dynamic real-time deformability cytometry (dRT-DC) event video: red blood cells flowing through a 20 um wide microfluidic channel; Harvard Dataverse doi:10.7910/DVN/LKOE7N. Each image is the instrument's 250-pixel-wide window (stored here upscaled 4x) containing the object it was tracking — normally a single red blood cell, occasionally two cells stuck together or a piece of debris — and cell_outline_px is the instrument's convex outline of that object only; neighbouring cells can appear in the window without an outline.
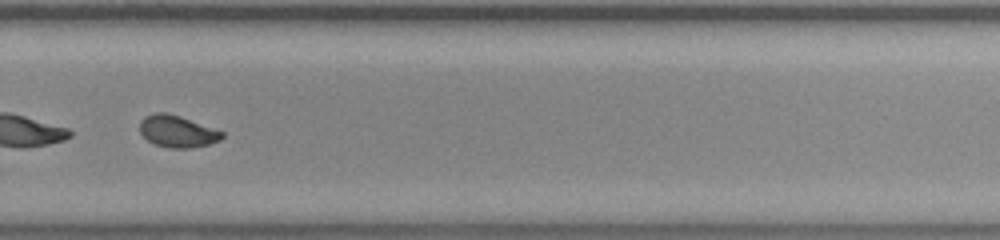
{"species": "common noctule bat (a hibernating species)", "species_latin": "Nyctalus noctula", "temperature_condition": "room temperature", "stored_images_in_passage": 56, "segment_of_instrument_passage": [2, 2], "camera_frame_rate_fps": 3000, "um_per_image_px": 0.085, "animal": {"sex": "male", "body_mass_g": 20.0, "forearm_length_mm": 53.3}, "frame": {"image": 1, "passage_image": 41, "time_ms": 13.333, "image_size_px": [1000, 240], "cell_outline_px": [[224, 136], [220, 140], [208, 144], [192, 148], [168, 148], [152, 144], [140, 132], [140, 120], [144, 116], [156, 112], [168, 112], [180, 116], [224, 132]], "centroid_in_image_um": [15.05, 11.17], "position_along_channel_um": 314.8, "area_um2": 15.37}}